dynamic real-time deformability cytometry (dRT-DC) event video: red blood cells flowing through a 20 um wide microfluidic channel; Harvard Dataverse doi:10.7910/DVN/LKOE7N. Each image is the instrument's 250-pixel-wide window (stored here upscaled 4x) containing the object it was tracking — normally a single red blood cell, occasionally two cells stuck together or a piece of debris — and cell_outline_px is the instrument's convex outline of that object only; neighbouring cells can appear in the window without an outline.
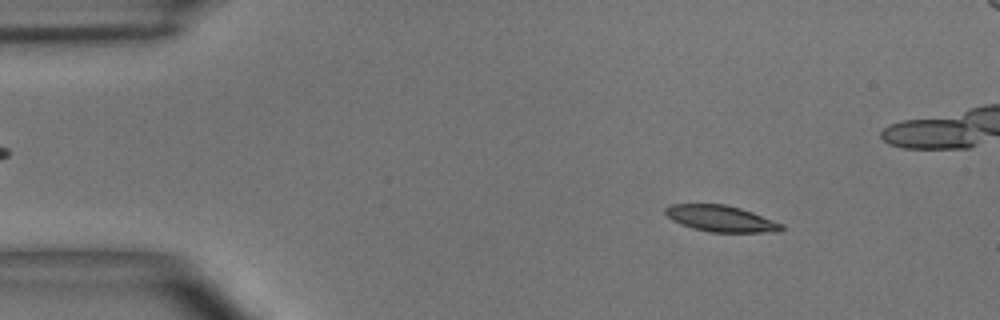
{"species": "common noctule bat (a hibernating species)", "species_latin": "Nyctalus noctula", "temperature_condition": "room temperature", "stored_images_in_passage": 4, "camera_frame_rate_fps": 3000, "um_per_image_px": 0.085, "animal": {"sex": "male", "body_mass_g": 15.6}, "frame": {"image": 1, "passage_image": 2, "time_ms": 1.0, "image_size_px": [1000, 320], "cell_outline_px": [[784, 228], [780, 232], [712, 232], [692, 228], [680, 224], [672, 220], [664, 212], [664, 208], [672, 204], [724, 204], [740, 208], [752, 212], [784, 224]], "centroid_in_image_um": [61.28, 18.58], "position_along_channel_um": 23.7, "area_um2": 17.8}}